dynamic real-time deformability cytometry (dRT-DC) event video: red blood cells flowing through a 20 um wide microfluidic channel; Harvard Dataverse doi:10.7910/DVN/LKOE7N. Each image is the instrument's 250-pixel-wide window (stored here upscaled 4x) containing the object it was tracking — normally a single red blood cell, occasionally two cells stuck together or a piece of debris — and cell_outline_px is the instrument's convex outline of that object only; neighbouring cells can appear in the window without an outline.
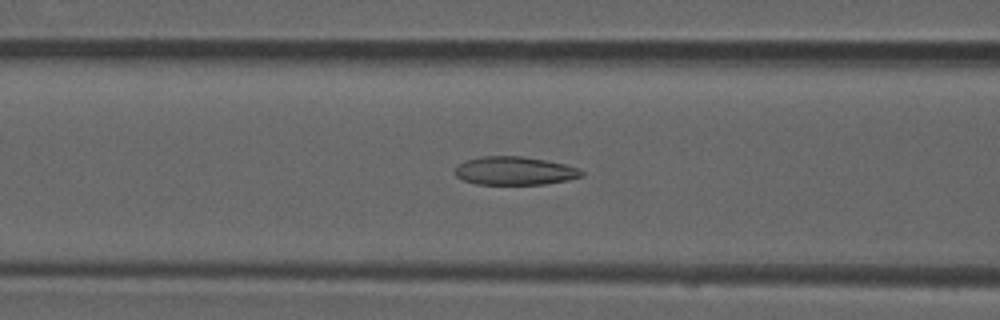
{"species": "common noctule bat (a hibernating species)", "species_latin": "Nyctalus noctula", "temperature_condition": "room temperature", "stored_images_in_passage": 46, "camera_frame_rate_fps": 3000, "um_per_image_px": 0.085, "animal": {"sex": "male", "forearm_length_mm": 52.5}, "frame": {"image": 1, "passage_image": 20, "time_ms": 6.333, "image_size_px": [1000, 320], "cell_outline_px": [[584, 172], [580, 176], [568, 180], [544, 184], [476, 184], [464, 180], [456, 176], [452, 172], [452, 168], [464, 160], [484, 156], [524, 156], [564, 164], [580, 168]], "centroid_in_image_um": [43.68, 14.51], "position_along_channel_um": 122.9, "area_um2": 21.04}}
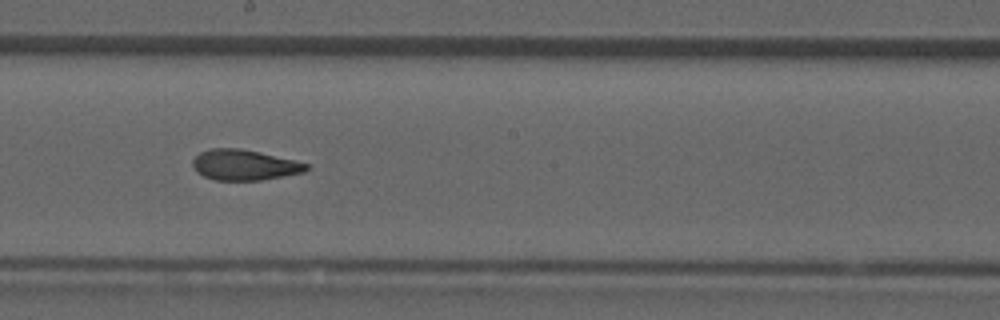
{"frame": {"image": 2, "passage_image": 28, "time_ms": 9.0, "image_size_px": [1000, 320], "cell_outline_px": [[308, 168], [304, 172], [260, 180], [216, 180], [204, 176], [196, 172], [192, 164], [192, 160], [200, 152], [212, 148], [240, 148], [260, 152], [296, 160], [308, 164]], "centroid_in_image_um": [20.75, 14.01], "position_along_channel_um": 227.4, "area_um2": 20.17}}
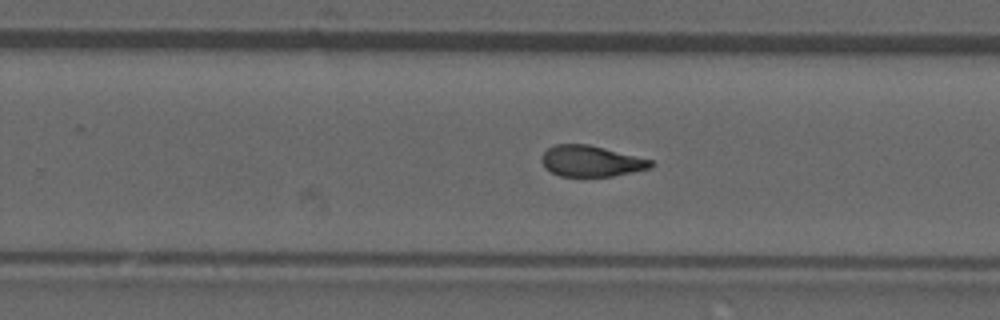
{"frame": {"image": 3, "passage_image": 32, "time_ms": 10.333, "image_size_px": [1000, 320], "cell_outline_px": [[656, 164], [652, 168], [612, 176], [560, 176], [544, 168], [540, 160], [544, 152], [548, 148], [556, 144], [588, 144], [652, 160]], "centroid_in_image_um": [50.24, 13.7], "position_along_channel_um": 279.6, "area_um2": 19.71}, "authors_computed_cell_mechanics": {"area_um2": 20.9814, "velocity_mm_per_s": 3.9248, "shape_relaxation_time_tau1_ms": null, "shape_relaxation_time_tau2_ms": 3.1468, "deformation_change_tau1": null, "deformation_change_tau2": 0.1061}}